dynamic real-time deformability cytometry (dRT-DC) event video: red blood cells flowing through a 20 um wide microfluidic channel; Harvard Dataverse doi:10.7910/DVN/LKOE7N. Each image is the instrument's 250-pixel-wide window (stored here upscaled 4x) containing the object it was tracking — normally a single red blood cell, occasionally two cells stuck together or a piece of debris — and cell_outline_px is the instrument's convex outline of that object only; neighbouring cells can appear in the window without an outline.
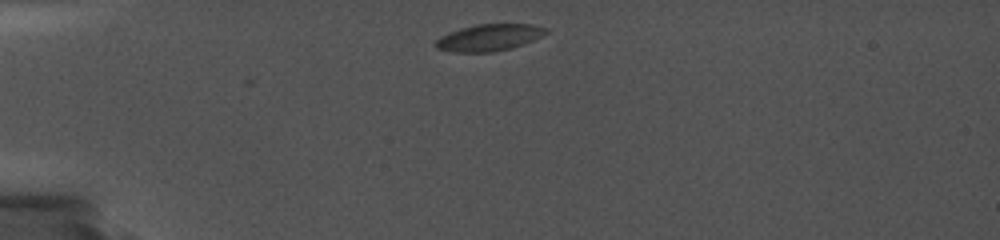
{"species": "common noctule bat (a hibernating species)", "species_latin": "Nyctalus noctula", "temperature_condition": "cold", "stored_images_in_passage": 7, "camera_frame_rate_fps": 5000, "um_per_image_px": 0.085, "animal": {"sex": "female", "body_mass_g": 19.0, "forearm_length_mm": 56.7}, "frame": {"image": 1, "passage_image": 1, "time_ms": 0.0, "image_size_px": [1000, 240], "cell_outline_px": [[548, 32], [524, 44], [512, 48], [492, 52], [452, 52], [436, 48], [432, 44], [440, 36], [448, 32], [460, 28], [476, 24], [532, 24], [548, 28]], "centroid_in_image_um": [41.53, 3.19], "position_along_channel_um": 43.5, "area_um2": 17.34}}